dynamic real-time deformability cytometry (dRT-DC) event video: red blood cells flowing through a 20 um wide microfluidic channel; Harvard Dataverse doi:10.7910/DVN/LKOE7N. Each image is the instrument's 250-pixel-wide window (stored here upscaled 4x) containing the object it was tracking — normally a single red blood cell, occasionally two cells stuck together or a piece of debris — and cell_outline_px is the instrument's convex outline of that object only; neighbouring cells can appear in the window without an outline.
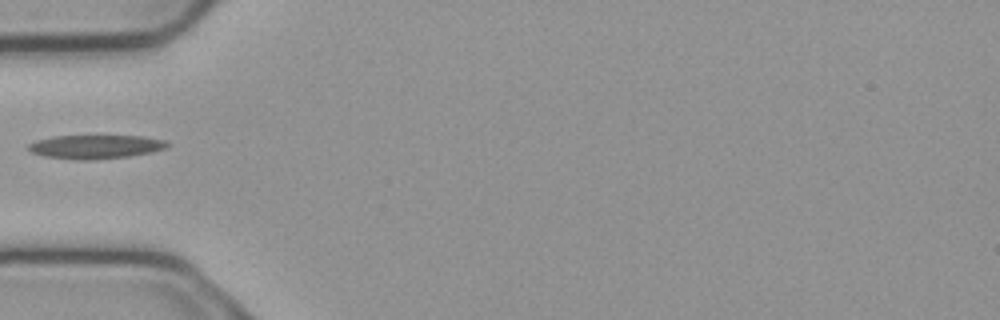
{"species": "common noctule bat (a hibernating species)", "species_latin": "Nyctalus noctula", "temperature_condition": "cold", "stored_images_in_passage": 6, "camera_frame_rate_fps": 3000, "um_per_image_px": 0.085, "animal": {"sex": "male", "body_mass_g": 23.1, "forearm_length_mm": 52.7}, "frame": {"image": 1, "passage_image": 5, "time_ms": 1.333, "image_size_px": [1000, 320], "cell_outline_px": [[168, 148], [152, 152], [128, 156], [92, 160], [72, 160], [44, 156], [32, 152], [28, 148], [28, 144], [36, 140], [52, 136], [144, 136], [164, 140], [168, 144]], "centroid_in_image_um": [8.11, 12.48], "position_along_channel_um": 76.9, "area_um2": 19.31}}
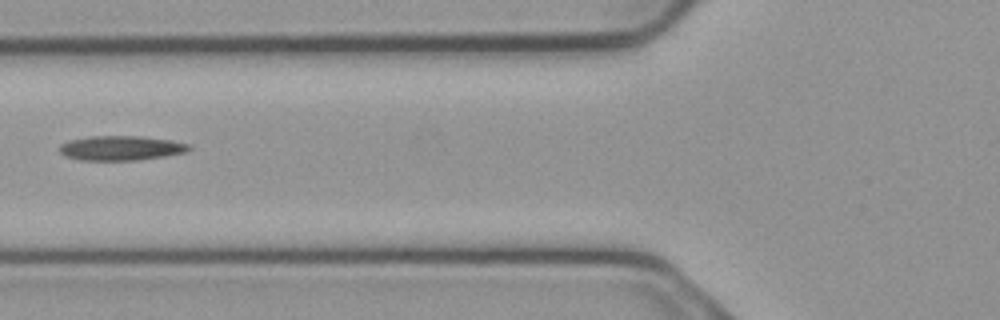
{"frame": {"image": 2, "passage_image": 6, "time_ms": 1.667, "image_size_px": [1000, 320], "cell_outline_px": [[192, 148], [184, 152], [164, 156], [136, 160], [80, 160], [64, 156], [60, 152], [60, 144], [68, 140], [92, 136], [140, 136], [172, 140], [188, 144]], "centroid_in_image_um": [10.25, 12.58], "position_along_channel_um": 115.5, "area_um2": 18.5}}